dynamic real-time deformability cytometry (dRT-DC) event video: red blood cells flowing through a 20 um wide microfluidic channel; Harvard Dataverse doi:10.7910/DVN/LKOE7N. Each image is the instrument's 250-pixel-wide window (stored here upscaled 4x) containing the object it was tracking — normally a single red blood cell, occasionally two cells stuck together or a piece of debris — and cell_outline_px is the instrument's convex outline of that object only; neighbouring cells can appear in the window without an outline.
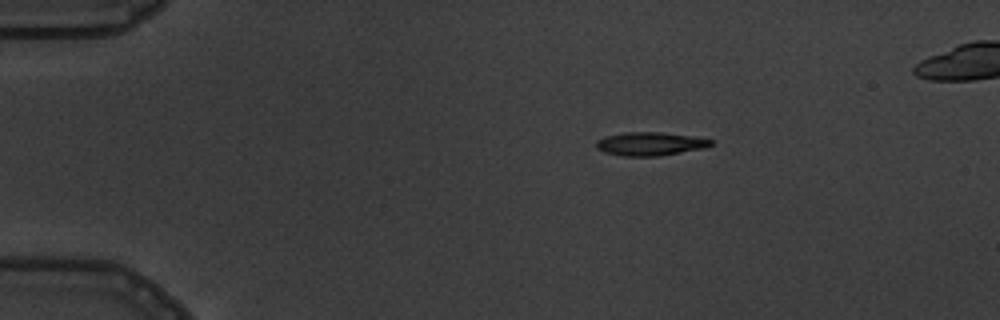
{"species": "common noctule bat (a hibernating species)", "species_latin": "Nyctalus noctula", "temperature_condition": "warm", "stored_images_in_passage": 5, "camera_frame_rate_fps": 3000, "um_per_image_px": 0.085, "animal": {"sex": "male", "body_mass_g": 19.5, "forearm_length_mm": 54.6}, "frame": {"image": 1, "passage_image": 2, "time_ms": 1.333, "image_size_px": [1000, 320], "cell_outline_px": [[712, 144], [704, 148], [660, 156], [624, 156], [604, 152], [596, 148], [596, 140], [604, 136], [624, 132], [660, 132], [692, 136], [712, 140]], "centroid_in_image_um": [55.22, 12.22], "position_along_channel_um": 29.8, "area_um2": 15.66}}